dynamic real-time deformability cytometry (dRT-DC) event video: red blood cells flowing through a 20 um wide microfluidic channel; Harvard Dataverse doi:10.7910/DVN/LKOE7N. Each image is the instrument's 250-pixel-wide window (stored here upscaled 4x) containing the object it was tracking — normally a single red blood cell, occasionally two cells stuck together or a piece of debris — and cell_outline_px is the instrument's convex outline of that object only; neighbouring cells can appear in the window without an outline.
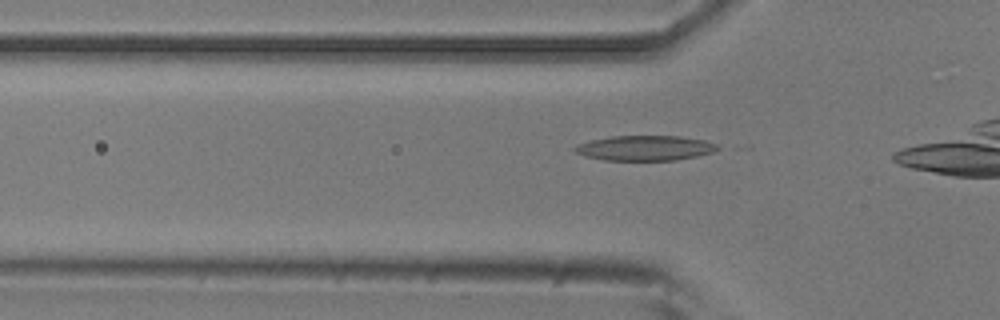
{"species": "common noctule bat (a hibernating species)", "species_latin": "Nyctalus noctula", "temperature_condition": "room temperature", "stored_images_in_passage": 16, "camera_frame_rate_fps": 3000, "um_per_image_px": 0.085, "animal": {"sex": "male", "body_mass_g": 20.5, "forearm_length_mm": 52.5}, "frame": {"image": 1, "passage_image": 12, "time_ms": 3.667, "image_size_px": [1000, 320], "cell_outline_px": [[720, 148], [712, 152], [696, 156], [676, 160], [604, 160], [584, 156], [576, 152], [572, 148], [580, 144], [592, 140], [612, 136], [680, 136], [704, 140], [716, 144]], "centroid_in_image_um": [54.83, 12.58], "position_along_channel_um": 71.0, "area_um2": 20.63}}